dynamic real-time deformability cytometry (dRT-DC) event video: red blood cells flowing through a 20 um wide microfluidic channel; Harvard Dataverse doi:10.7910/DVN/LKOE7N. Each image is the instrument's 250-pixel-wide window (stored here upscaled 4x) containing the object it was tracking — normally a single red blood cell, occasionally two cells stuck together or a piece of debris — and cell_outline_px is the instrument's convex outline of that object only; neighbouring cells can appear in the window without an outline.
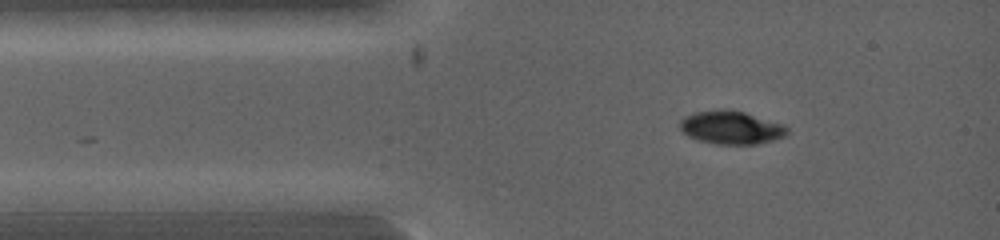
{"species": "common noctule bat (a hibernating species)", "species_latin": "Nyctalus noctula", "temperature_condition": "warm", "stored_images_in_passage": 2, "camera_frame_rate_fps": 5000, "um_per_image_px": 0.085, "animal": {"sex": "female", "body_mass_g": 19.0, "forearm_length_mm": 53.3}, "frame": {"image": 1, "passage_image": 2, "time_ms": 0.4, "image_size_px": [1000, 240], "cell_outline_px": [[788, 132], [784, 136], [772, 140], [756, 144], [716, 144], [696, 140], [680, 132], [680, 120], [684, 116], [696, 112], [744, 112], [784, 124], [788, 128]], "centroid_in_image_um": [62.14, 10.88], "position_along_channel_um": 22.9, "area_um2": 20.23}}